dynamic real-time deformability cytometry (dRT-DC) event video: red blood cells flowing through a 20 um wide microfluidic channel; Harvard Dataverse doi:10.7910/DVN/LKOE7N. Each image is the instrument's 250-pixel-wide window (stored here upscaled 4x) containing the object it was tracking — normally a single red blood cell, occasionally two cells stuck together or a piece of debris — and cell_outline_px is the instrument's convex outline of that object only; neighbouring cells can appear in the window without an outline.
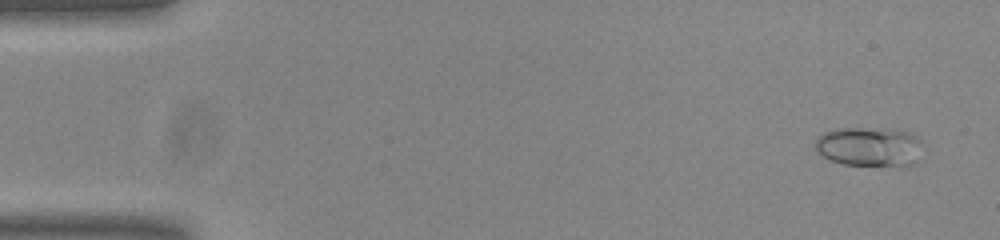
{"species": "common noctule bat (a hibernating species)", "species_latin": "Nyctalus noctula", "temperature_condition": "room temperature", "stored_images_in_passage": 54, "camera_frame_rate_fps": 3000, "um_per_image_px": 0.085, "animal": {"sex": "male", "body_mass_g": 20.0, "forearm_length_mm": 53.3}, "frame": {"image": 1, "passage_image": 3, "time_ms": 0.667, "image_size_px": [1000, 240], "cell_outline_px": [[920, 140], [916, 160], [908, 168], [900, 168], [844, 164], [832, 160], [816, 152], [816, 140], [824, 132], [836, 128], [884, 128], [908, 132], [916, 136]], "centroid_in_image_um": [73.9, 12.49], "position_along_channel_um": 11.1, "area_um2": 24.97}}
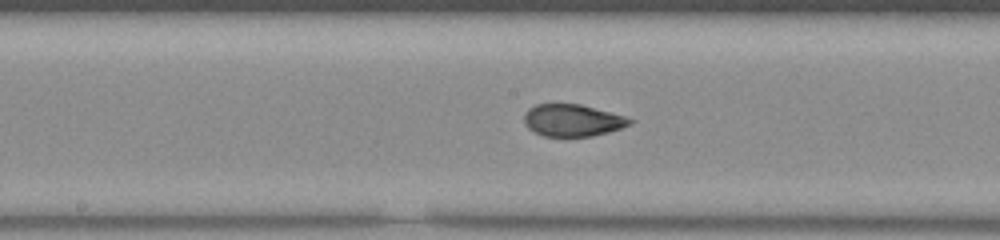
{"frame": {"image": 2, "passage_image": 28, "time_ms": 9.0, "image_size_px": [1000, 240], "cell_outline_px": [[636, 120], [632, 124], [608, 132], [592, 136], [544, 136], [528, 128], [524, 124], [524, 112], [528, 108], [536, 104], [580, 104], [624, 116]], "centroid_in_image_um": [48.65, 10.22], "position_along_channel_um": 199.5, "area_um2": 19.71}}
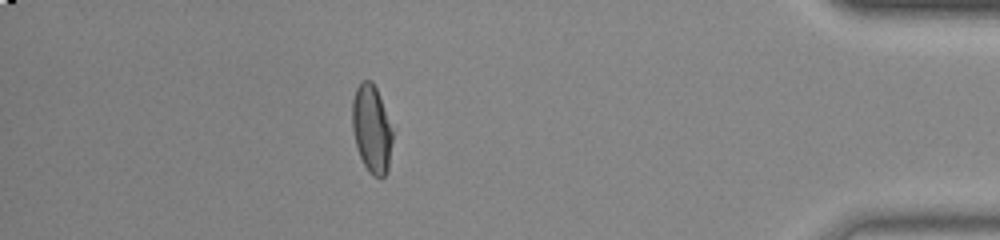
{"frame": {"image": 3, "passage_image": 48, "time_ms": 15.667, "image_size_px": [1000, 240], "cell_outline_px": [[396, 128], [388, 168], [384, 176], [380, 180], [372, 176], [368, 172], [360, 156], [356, 144], [352, 128], [352, 100], [356, 88], [364, 80], [372, 80]], "centroid_in_image_um": [31.65, 10.97], "position_along_channel_um": 403.5, "area_um2": 21.5}, "authors_computed_cell_mechanics": {"area_um2": 20.808, "velocity_mm_per_s": 3.7594, "shape_relaxation_time_tau1_ms": null, "shape_relaxation_time_tau2_ms": 1.1606, "deformation_change_tau1": null, "deformation_change_tau2": 0.0662}}